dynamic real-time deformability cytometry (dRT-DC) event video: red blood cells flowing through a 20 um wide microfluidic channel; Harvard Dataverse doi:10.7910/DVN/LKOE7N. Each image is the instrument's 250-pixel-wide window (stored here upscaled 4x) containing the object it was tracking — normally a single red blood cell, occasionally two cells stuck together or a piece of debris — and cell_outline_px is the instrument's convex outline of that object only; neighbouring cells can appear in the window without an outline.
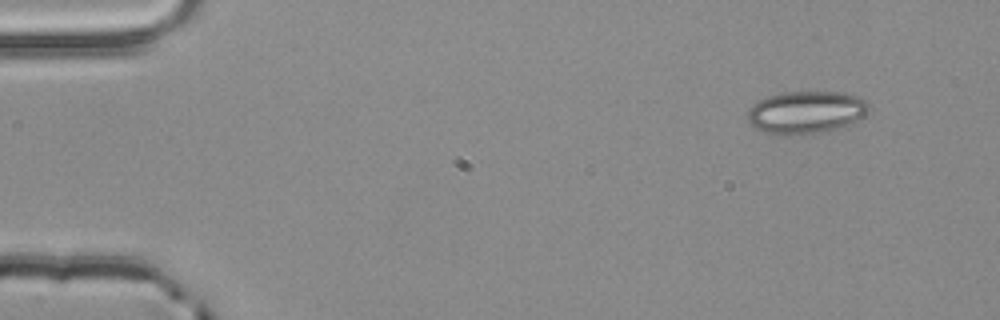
{"species": "common noctule bat (a hibernating species)", "species_latin": "Nyctalus noctula", "temperature_condition": "room temperature", "stored_images_in_passage": 3, "camera_frame_rate_fps": 3000, "um_per_image_px": 0.085, "animal": {"sex": "male", "body_mass_g": 20.4}, "frame": {"image": 1, "passage_image": 1, "time_ms": 0.0, "image_size_px": [1000, 320], "cell_outline_px": [[868, 108], [852, 124], [820, 132], [764, 132], [756, 128], [748, 120], [748, 112], [752, 104], [768, 96], [784, 92], [844, 92], [856, 96], [864, 100], [868, 104]], "centroid_in_image_um": [68.5, 9.49], "position_along_channel_um": 16.5, "area_um2": 28.9}}
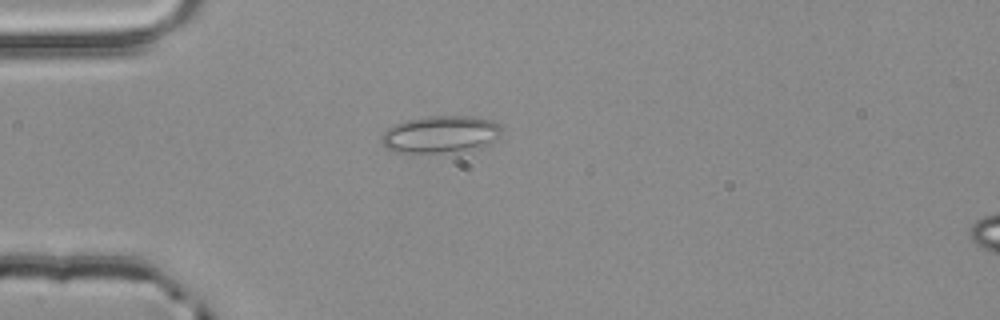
{"frame": {"image": 2, "passage_image": 3, "time_ms": 0.667, "image_size_px": [1000, 320], "cell_outline_px": [[504, 128], [500, 136], [492, 144], [480, 148], [456, 152], [392, 152], [384, 144], [384, 132], [388, 128], [404, 120], [428, 116], [472, 116], [492, 120], [500, 124]], "centroid_in_image_um": [37.56, 11.41], "position_along_channel_um": 47.4, "area_um2": 26.24}}